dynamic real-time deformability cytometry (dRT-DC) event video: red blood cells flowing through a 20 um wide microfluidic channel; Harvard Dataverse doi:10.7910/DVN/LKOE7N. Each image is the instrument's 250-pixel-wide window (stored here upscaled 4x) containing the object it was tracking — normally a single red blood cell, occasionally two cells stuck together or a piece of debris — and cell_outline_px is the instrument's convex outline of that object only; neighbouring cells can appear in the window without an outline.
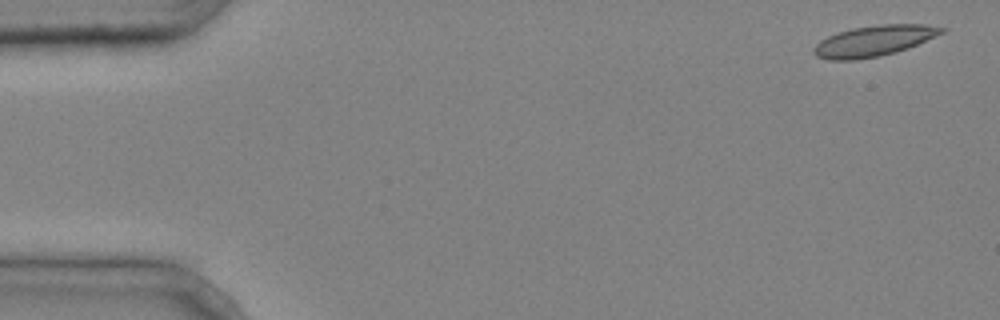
{"species": "common noctule bat (a hibernating species)", "species_latin": "Nyctalus noctula", "temperature_condition": "cold", "stored_images_in_passage": 4, "camera_frame_rate_fps": 3000, "um_per_image_px": 0.085, "animal": {"sex": "male", "body_mass_g": 20.4}, "frame": {"image": 1, "passage_image": 1, "time_ms": 0.0, "image_size_px": [1000, 320], "cell_outline_px": [[948, 28], [944, 32], [908, 48], [896, 52], [880, 56], [856, 60], [828, 60], [816, 56], [812, 52], [812, 48], [820, 40], [828, 36], [852, 28], [880, 24], [924, 24]], "centroid_in_image_um": [74.26, 3.48], "position_along_channel_um": 10.7, "area_um2": 22.95}}
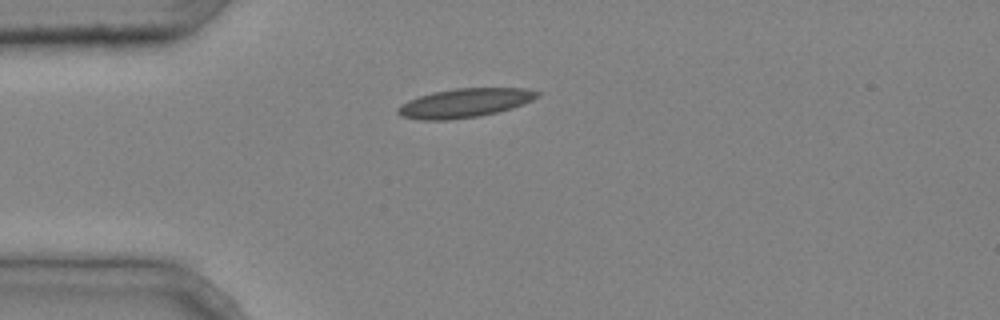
{"frame": {"image": 2, "passage_image": 3, "time_ms": 0.667, "image_size_px": [1000, 320], "cell_outline_px": [[540, 96], [532, 100], [512, 108], [480, 116], [448, 120], [420, 120], [400, 116], [396, 112], [396, 108], [400, 104], [408, 100], [432, 92], [456, 88], [524, 88], [540, 92]], "centroid_in_image_um": [39.46, 8.75], "position_along_channel_um": 45.5, "area_um2": 23.64}}